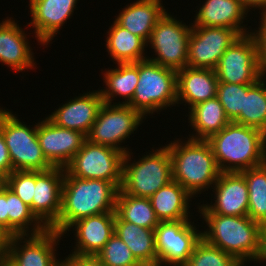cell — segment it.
I'll return each mask as SVG.
<instances>
[{
    "mask_svg": "<svg viewBox=\"0 0 266 266\" xmlns=\"http://www.w3.org/2000/svg\"><path fill=\"white\" fill-rule=\"evenodd\" d=\"M119 189L109 181L81 179L64 168L61 210L58 220L50 227L63 234L68 227L85 217L115 212Z\"/></svg>",
    "mask_w": 266,
    "mask_h": 266,
    "instance_id": "6da1fadb",
    "label": "cell"
},
{
    "mask_svg": "<svg viewBox=\"0 0 266 266\" xmlns=\"http://www.w3.org/2000/svg\"><path fill=\"white\" fill-rule=\"evenodd\" d=\"M198 203L197 212L206 223L201 230L202 239L233 256L243 266L255 258L258 252L261 225L247 216H224L212 213L205 205ZM207 229H206V228Z\"/></svg>",
    "mask_w": 266,
    "mask_h": 266,
    "instance_id": "7a4b0ae2",
    "label": "cell"
},
{
    "mask_svg": "<svg viewBox=\"0 0 266 266\" xmlns=\"http://www.w3.org/2000/svg\"><path fill=\"white\" fill-rule=\"evenodd\" d=\"M175 138L166 146L172 162V180L194 198L211 190L221 173L207 140Z\"/></svg>",
    "mask_w": 266,
    "mask_h": 266,
    "instance_id": "3957f363",
    "label": "cell"
},
{
    "mask_svg": "<svg viewBox=\"0 0 266 266\" xmlns=\"http://www.w3.org/2000/svg\"><path fill=\"white\" fill-rule=\"evenodd\" d=\"M221 172H242L266 163V134L230 122L208 140Z\"/></svg>",
    "mask_w": 266,
    "mask_h": 266,
    "instance_id": "277c9868",
    "label": "cell"
},
{
    "mask_svg": "<svg viewBox=\"0 0 266 266\" xmlns=\"http://www.w3.org/2000/svg\"><path fill=\"white\" fill-rule=\"evenodd\" d=\"M151 150L142 157L139 155L138 160H132V150L124 155L120 187L124 193L149 198L172 181V162L166 144Z\"/></svg>",
    "mask_w": 266,
    "mask_h": 266,
    "instance_id": "5b68a950",
    "label": "cell"
},
{
    "mask_svg": "<svg viewBox=\"0 0 266 266\" xmlns=\"http://www.w3.org/2000/svg\"><path fill=\"white\" fill-rule=\"evenodd\" d=\"M145 119L177 105V71L148 59L139 61V79L127 104ZM172 106V107H171ZM159 112V113H158Z\"/></svg>",
    "mask_w": 266,
    "mask_h": 266,
    "instance_id": "8992f818",
    "label": "cell"
},
{
    "mask_svg": "<svg viewBox=\"0 0 266 266\" xmlns=\"http://www.w3.org/2000/svg\"><path fill=\"white\" fill-rule=\"evenodd\" d=\"M8 110V111H7ZM12 109L0 106V130L8 147L13 171H46L54 167L45 157L37 138V124H25Z\"/></svg>",
    "mask_w": 266,
    "mask_h": 266,
    "instance_id": "52a82bcc",
    "label": "cell"
},
{
    "mask_svg": "<svg viewBox=\"0 0 266 266\" xmlns=\"http://www.w3.org/2000/svg\"><path fill=\"white\" fill-rule=\"evenodd\" d=\"M168 11L167 9L150 34L147 47L151 46V50L154 49L152 53L155 54L153 53L152 57L148 56L147 59L163 67L179 71L187 67L192 23L186 24Z\"/></svg>",
    "mask_w": 266,
    "mask_h": 266,
    "instance_id": "ba28073f",
    "label": "cell"
},
{
    "mask_svg": "<svg viewBox=\"0 0 266 266\" xmlns=\"http://www.w3.org/2000/svg\"><path fill=\"white\" fill-rule=\"evenodd\" d=\"M146 120L129 105L103 103L93 123L87 140L109 146L126 154L130 147L122 146Z\"/></svg>",
    "mask_w": 266,
    "mask_h": 266,
    "instance_id": "9c48e42d",
    "label": "cell"
},
{
    "mask_svg": "<svg viewBox=\"0 0 266 266\" xmlns=\"http://www.w3.org/2000/svg\"><path fill=\"white\" fill-rule=\"evenodd\" d=\"M124 155L115 148L86 139L65 169L72 176L109 181L120 189Z\"/></svg>",
    "mask_w": 266,
    "mask_h": 266,
    "instance_id": "30bf717a",
    "label": "cell"
},
{
    "mask_svg": "<svg viewBox=\"0 0 266 266\" xmlns=\"http://www.w3.org/2000/svg\"><path fill=\"white\" fill-rule=\"evenodd\" d=\"M154 232L158 266H184L202 238L192 219L159 222Z\"/></svg>",
    "mask_w": 266,
    "mask_h": 266,
    "instance_id": "8fae6325",
    "label": "cell"
},
{
    "mask_svg": "<svg viewBox=\"0 0 266 266\" xmlns=\"http://www.w3.org/2000/svg\"><path fill=\"white\" fill-rule=\"evenodd\" d=\"M61 239L62 234L50 228L39 234L11 236L0 266H63L57 255Z\"/></svg>",
    "mask_w": 266,
    "mask_h": 266,
    "instance_id": "7c38bea8",
    "label": "cell"
},
{
    "mask_svg": "<svg viewBox=\"0 0 266 266\" xmlns=\"http://www.w3.org/2000/svg\"><path fill=\"white\" fill-rule=\"evenodd\" d=\"M215 72L219 82L255 84L264 76L255 38L251 34L240 36L225 50Z\"/></svg>",
    "mask_w": 266,
    "mask_h": 266,
    "instance_id": "4fadbf2b",
    "label": "cell"
},
{
    "mask_svg": "<svg viewBox=\"0 0 266 266\" xmlns=\"http://www.w3.org/2000/svg\"><path fill=\"white\" fill-rule=\"evenodd\" d=\"M240 36L235 29L192 26L187 67L215 70L225 50Z\"/></svg>",
    "mask_w": 266,
    "mask_h": 266,
    "instance_id": "5bb4252c",
    "label": "cell"
},
{
    "mask_svg": "<svg viewBox=\"0 0 266 266\" xmlns=\"http://www.w3.org/2000/svg\"><path fill=\"white\" fill-rule=\"evenodd\" d=\"M78 0H29L31 20L27 29L33 28L38 45L47 47L53 38L60 34V29L72 18L77 10Z\"/></svg>",
    "mask_w": 266,
    "mask_h": 266,
    "instance_id": "9a60e30c",
    "label": "cell"
},
{
    "mask_svg": "<svg viewBox=\"0 0 266 266\" xmlns=\"http://www.w3.org/2000/svg\"><path fill=\"white\" fill-rule=\"evenodd\" d=\"M37 138L46 159L65 168L82 148L86 135L54 124L47 116L38 121Z\"/></svg>",
    "mask_w": 266,
    "mask_h": 266,
    "instance_id": "2e32d148",
    "label": "cell"
},
{
    "mask_svg": "<svg viewBox=\"0 0 266 266\" xmlns=\"http://www.w3.org/2000/svg\"><path fill=\"white\" fill-rule=\"evenodd\" d=\"M63 181L64 168L62 167L35 171L32 212L47 228H50L58 220Z\"/></svg>",
    "mask_w": 266,
    "mask_h": 266,
    "instance_id": "e0dca14e",
    "label": "cell"
},
{
    "mask_svg": "<svg viewBox=\"0 0 266 266\" xmlns=\"http://www.w3.org/2000/svg\"><path fill=\"white\" fill-rule=\"evenodd\" d=\"M212 189L211 198L214 196V199L204 204L212 213L224 216H247L248 185L240 172H221Z\"/></svg>",
    "mask_w": 266,
    "mask_h": 266,
    "instance_id": "ac0fdd59",
    "label": "cell"
},
{
    "mask_svg": "<svg viewBox=\"0 0 266 266\" xmlns=\"http://www.w3.org/2000/svg\"><path fill=\"white\" fill-rule=\"evenodd\" d=\"M78 95L62 103L47 117L57 126L80 131L87 136L104 102L99 88Z\"/></svg>",
    "mask_w": 266,
    "mask_h": 266,
    "instance_id": "d6986e66",
    "label": "cell"
},
{
    "mask_svg": "<svg viewBox=\"0 0 266 266\" xmlns=\"http://www.w3.org/2000/svg\"><path fill=\"white\" fill-rule=\"evenodd\" d=\"M13 19L7 16L0 22V63L19 73L34 70L37 64L28 34Z\"/></svg>",
    "mask_w": 266,
    "mask_h": 266,
    "instance_id": "ffe728a7",
    "label": "cell"
},
{
    "mask_svg": "<svg viewBox=\"0 0 266 266\" xmlns=\"http://www.w3.org/2000/svg\"><path fill=\"white\" fill-rule=\"evenodd\" d=\"M114 230L115 212H105L77 220L64 231L62 236L73 231L75 245L70 252L97 255L112 237Z\"/></svg>",
    "mask_w": 266,
    "mask_h": 266,
    "instance_id": "44dd1931",
    "label": "cell"
},
{
    "mask_svg": "<svg viewBox=\"0 0 266 266\" xmlns=\"http://www.w3.org/2000/svg\"><path fill=\"white\" fill-rule=\"evenodd\" d=\"M198 6L192 26L235 29L241 36L251 33V26L243 24L249 12L241 0H205Z\"/></svg>",
    "mask_w": 266,
    "mask_h": 266,
    "instance_id": "7402d4cb",
    "label": "cell"
},
{
    "mask_svg": "<svg viewBox=\"0 0 266 266\" xmlns=\"http://www.w3.org/2000/svg\"><path fill=\"white\" fill-rule=\"evenodd\" d=\"M218 79L215 70L185 67L177 71V107L195 105L217 97ZM185 103V104H183Z\"/></svg>",
    "mask_w": 266,
    "mask_h": 266,
    "instance_id": "603a6c76",
    "label": "cell"
},
{
    "mask_svg": "<svg viewBox=\"0 0 266 266\" xmlns=\"http://www.w3.org/2000/svg\"><path fill=\"white\" fill-rule=\"evenodd\" d=\"M121 9L114 21L146 43L159 19L167 11L161 0H136Z\"/></svg>",
    "mask_w": 266,
    "mask_h": 266,
    "instance_id": "cb8c5ba5",
    "label": "cell"
},
{
    "mask_svg": "<svg viewBox=\"0 0 266 266\" xmlns=\"http://www.w3.org/2000/svg\"><path fill=\"white\" fill-rule=\"evenodd\" d=\"M149 198L160 222L191 220L190 218L194 217L193 212L189 210L194 197L174 180Z\"/></svg>",
    "mask_w": 266,
    "mask_h": 266,
    "instance_id": "d4e9b609",
    "label": "cell"
},
{
    "mask_svg": "<svg viewBox=\"0 0 266 266\" xmlns=\"http://www.w3.org/2000/svg\"><path fill=\"white\" fill-rule=\"evenodd\" d=\"M116 67L102 70L103 86L99 89L104 103L127 105L135 93L139 79V61L136 63H117ZM122 97L123 101L116 100ZM117 102H115V101ZM113 101V102H112Z\"/></svg>",
    "mask_w": 266,
    "mask_h": 266,
    "instance_id": "484cf974",
    "label": "cell"
},
{
    "mask_svg": "<svg viewBox=\"0 0 266 266\" xmlns=\"http://www.w3.org/2000/svg\"><path fill=\"white\" fill-rule=\"evenodd\" d=\"M114 233L129 247L143 266H158L153 229L123 221L115 212Z\"/></svg>",
    "mask_w": 266,
    "mask_h": 266,
    "instance_id": "4316f807",
    "label": "cell"
},
{
    "mask_svg": "<svg viewBox=\"0 0 266 266\" xmlns=\"http://www.w3.org/2000/svg\"><path fill=\"white\" fill-rule=\"evenodd\" d=\"M187 112L193 130L188 138L194 140H208L231 122L217 97L201 102Z\"/></svg>",
    "mask_w": 266,
    "mask_h": 266,
    "instance_id": "83f0119b",
    "label": "cell"
},
{
    "mask_svg": "<svg viewBox=\"0 0 266 266\" xmlns=\"http://www.w3.org/2000/svg\"><path fill=\"white\" fill-rule=\"evenodd\" d=\"M112 24L104 40L109 58H112L111 61L114 64L136 63L147 59L148 54L145 53L147 43L139 36L119 26L115 21Z\"/></svg>",
    "mask_w": 266,
    "mask_h": 266,
    "instance_id": "f1b7e54d",
    "label": "cell"
},
{
    "mask_svg": "<svg viewBox=\"0 0 266 266\" xmlns=\"http://www.w3.org/2000/svg\"><path fill=\"white\" fill-rule=\"evenodd\" d=\"M115 212L123 221L147 229L154 230L160 222L156 217L150 198L129 195L121 189L117 193Z\"/></svg>",
    "mask_w": 266,
    "mask_h": 266,
    "instance_id": "f546056e",
    "label": "cell"
},
{
    "mask_svg": "<svg viewBox=\"0 0 266 266\" xmlns=\"http://www.w3.org/2000/svg\"><path fill=\"white\" fill-rule=\"evenodd\" d=\"M233 122L259 129L266 134V75L247 88L243 108Z\"/></svg>",
    "mask_w": 266,
    "mask_h": 266,
    "instance_id": "4dcf8cb0",
    "label": "cell"
},
{
    "mask_svg": "<svg viewBox=\"0 0 266 266\" xmlns=\"http://www.w3.org/2000/svg\"><path fill=\"white\" fill-rule=\"evenodd\" d=\"M8 233L11 236L39 234L47 227L34 215L12 190L7 187Z\"/></svg>",
    "mask_w": 266,
    "mask_h": 266,
    "instance_id": "1f68e13d",
    "label": "cell"
},
{
    "mask_svg": "<svg viewBox=\"0 0 266 266\" xmlns=\"http://www.w3.org/2000/svg\"><path fill=\"white\" fill-rule=\"evenodd\" d=\"M248 185L247 215L259 223L266 225V163L240 172Z\"/></svg>",
    "mask_w": 266,
    "mask_h": 266,
    "instance_id": "d6a6232c",
    "label": "cell"
},
{
    "mask_svg": "<svg viewBox=\"0 0 266 266\" xmlns=\"http://www.w3.org/2000/svg\"><path fill=\"white\" fill-rule=\"evenodd\" d=\"M184 266H243L233 256L201 240Z\"/></svg>",
    "mask_w": 266,
    "mask_h": 266,
    "instance_id": "836d02e7",
    "label": "cell"
},
{
    "mask_svg": "<svg viewBox=\"0 0 266 266\" xmlns=\"http://www.w3.org/2000/svg\"><path fill=\"white\" fill-rule=\"evenodd\" d=\"M97 256L104 266H143L115 233Z\"/></svg>",
    "mask_w": 266,
    "mask_h": 266,
    "instance_id": "e575fe53",
    "label": "cell"
},
{
    "mask_svg": "<svg viewBox=\"0 0 266 266\" xmlns=\"http://www.w3.org/2000/svg\"><path fill=\"white\" fill-rule=\"evenodd\" d=\"M251 84H232L218 82L217 98L223 106L227 118L233 122L241 112L244 95Z\"/></svg>",
    "mask_w": 266,
    "mask_h": 266,
    "instance_id": "d590c367",
    "label": "cell"
},
{
    "mask_svg": "<svg viewBox=\"0 0 266 266\" xmlns=\"http://www.w3.org/2000/svg\"><path fill=\"white\" fill-rule=\"evenodd\" d=\"M4 184L31 208L35 187V171H12Z\"/></svg>",
    "mask_w": 266,
    "mask_h": 266,
    "instance_id": "8d00e7d4",
    "label": "cell"
},
{
    "mask_svg": "<svg viewBox=\"0 0 266 266\" xmlns=\"http://www.w3.org/2000/svg\"><path fill=\"white\" fill-rule=\"evenodd\" d=\"M259 25L251 29V35L255 38L261 71L266 75V14H260Z\"/></svg>",
    "mask_w": 266,
    "mask_h": 266,
    "instance_id": "74e56055",
    "label": "cell"
},
{
    "mask_svg": "<svg viewBox=\"0 0 266 266\" xmlns=\"http://www.w3.org/2000/svg\"><path fill=\"white\" fill-rule=\"evenodd\" d=\"M63 266H104L97 255H83L70 252L63 259Z\"/></svg>",
    "mask_w": 266,
    "mask_h": 266,
    "instance_id": "f35d334b",
    "label": "cell"
},
{
    "mask_svg": "<svg viewBox=\"0 0 266 266\" xmlns=\"http://www.w3.org/2000/svg\"><path fill=\"white\" fill-rule=\"evenodd\" d=\"M12 171L13 167L9 157L8 147L0 130V176L5 179Z\"/></svg>",
    "mask_w": 266,
    "mask_h": 266,
    "instance_id": "ab89813d",
    "label": "cell"
},
{
    "mask_svg": "<svg viewBox=\"0 0 266 266\" xmlns=\"http://www.w3.org/2000/svg\"><path fill=\"white\" fill-rule=\"evenodd\" d=\"M0 226L8 232L7 186L0 188Z\"/></svg>",
    "mask_w": 266,
    "mask_h": 266,
    "instance_id": "60d3db41",
    "label": "cell"
},
{
    "mask_svg": "<svg viewBox=\"0 0 266 266\" xmlns=\"http://www.w3.org/2000/svg\"><path fill=\"white\" fill-rule=\"evenodd\" d=\"M254 263H266V225L261 227L259 234L258 252L254 258Z\"/></svg>",
    "mask_w": 266,
    "mask_h": 266,
    "instance_id": "b9f144b4",
    "label": "cell"
},
{
    "mask_svg": "<svg viewBox=\"0 0 266 266\" xmlns=\"http://www.w3.org/2000/svg\"><path fill=\"white\" fill-rule=\"evenodd\" d=\"M241 1L243 6L248 12L251 13L252 11L259 10L258 12L259 15L266 14V0H241Z\"/></svg>",
    "mask_w": 266,
    "mask_h": 266,
    "instance_id": "7bdbcfd3",
    "label": "cell"
},
{
    "mask_svg": "<svg viewBox=\"0 0 266 266\" xmlns=\"http://www.w3.org/2000/svg\"><path fill=\"white\" fill-rule=\"evenodd\" d=\"M11 235L0 226V263L8 252Z\"/></svg>",
    "mask_w": 266,
    "mask_h": 266,
    "instance_id": "ee69618b",
    "label": "cell"
},
{
    "mask_svg": "<svg viewBox=\"0 0 266 266\" xmlns=\"http://www.w3.org/2000/svg\"><path fill=\"white\" fill-rule=\"evenodd\" d=\"M4 184V178H2L1 176H0V188H1V186Z\"/></svg>",
    "mask_w": 266,
    "mask_h": 266,
    "instance_id": "f6af8a7d",
    "label": "cell"
}]
</instances>
